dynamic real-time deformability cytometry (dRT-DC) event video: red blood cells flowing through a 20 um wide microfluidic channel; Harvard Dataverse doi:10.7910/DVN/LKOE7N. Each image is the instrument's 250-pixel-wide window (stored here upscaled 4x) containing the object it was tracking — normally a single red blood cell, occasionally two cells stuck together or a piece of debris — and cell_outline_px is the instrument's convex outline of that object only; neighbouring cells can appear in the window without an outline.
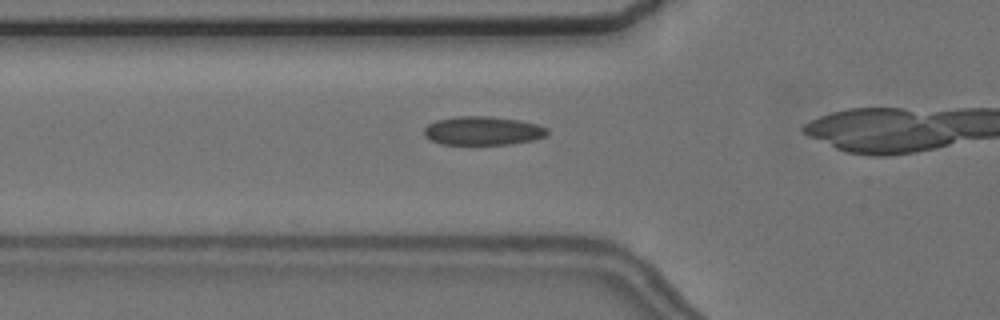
{"species": "common noctule bat (a hibernating species)", "species_latin": "Nyctalus noctula", "temperature_condition": "cold", "stored_images_in_passage": 13, "camera_frame_rate_fps": 3000, "um_per_image_px": 0.085, "animal": {"sex": "female", "body_mass_g": 24.6, "forearm_length_mm": 56.2}, "frame": {"image": 1, "passage_image": 8, "time_ms": 2.333, "image_size_px": [1000, 320], "cell_outline_px": [[548, 132], [544, 136], [536, 140], [512, 144], [440, 144], [428, 140], [424, 136], [424, 128], [428, 124], [436, 120], [456, 116], [488, 116], [520, 120], [540, 124], [548, 128]], "centroid_in_image_um": [41.04, 11.11], "position_along_channel_um": 84.8, "area_um2": 20.92}}
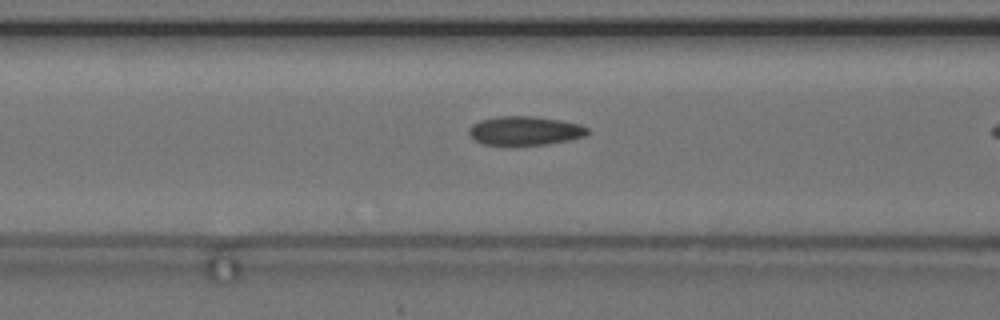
{"frame": {"image": 2, "passage_image": 11, "time_ms": 3.333, "image_size_px": [1000, 320], "cell_outline_px": [[588, 132], [584, 136], [568, 140], [548, 144], [480, 144], [472, 140], [468, 132], [472, 124], [480, 120], [500, 116], [532, 116], [560, 120], [580, 124], [588, 128]], "centroid_in_image_um": [44.58, 11.1], "position_along_channel_um": 122.0, "area_um2": 19.83}}